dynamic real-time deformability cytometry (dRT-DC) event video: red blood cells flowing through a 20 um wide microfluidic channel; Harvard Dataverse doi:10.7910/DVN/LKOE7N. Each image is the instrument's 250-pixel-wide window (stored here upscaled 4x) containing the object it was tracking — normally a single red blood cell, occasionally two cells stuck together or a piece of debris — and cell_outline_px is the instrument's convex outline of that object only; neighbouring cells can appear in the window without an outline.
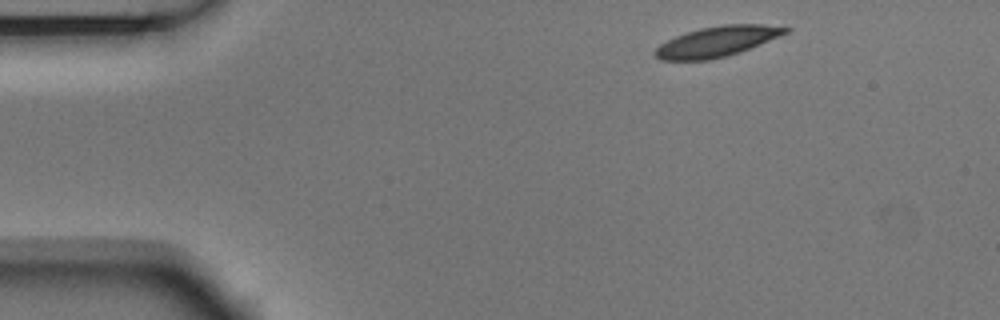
{"species": "Egyptian fruit bat (a non-hibernating species)", "species_latin": "Rousettus aegyptiacus", "temperature_condition": "room temperature", "stored_images_in_passage": 2, "camera_frame_rate_fps": 3000, "um_per_image_px": 0.085, "animal": {"sex": "male"}, "frame": {"image": 1, "passage_image": 2, "time_ms": 0.333, "image_size_px": [1000, 320], "cell_outline_px": [[792, 28], [788, 32], [780, 36], [740, 52], [708, 60], [660, 60], [652, 52], [660, 44], [676, 36], [700, 28], [724, 24], [760, 24]], "centroid_in_image_um": [60.94, 3.52], "position_along_channel_um": 24.1, "area_um2": 22.83}}